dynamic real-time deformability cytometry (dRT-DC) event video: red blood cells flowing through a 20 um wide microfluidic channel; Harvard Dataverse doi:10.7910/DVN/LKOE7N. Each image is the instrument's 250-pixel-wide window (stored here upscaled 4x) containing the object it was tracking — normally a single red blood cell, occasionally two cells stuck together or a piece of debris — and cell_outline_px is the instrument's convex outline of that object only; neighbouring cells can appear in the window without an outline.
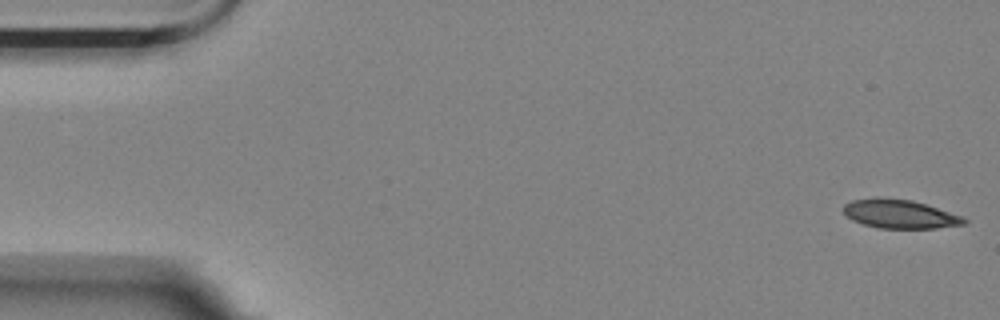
{"species": "Egyptian fruit bat (a non-hibernating species)", "species_latin": "Rousettus aegyptiacus", "temperature_condition": "room temperature", "stored_images_in_passage": 5, "camera_frame_rate_fps": 3000, "um_per_image_px": 0.085, "animal": {"sex": "female"}, "frame": {"image": 1, "passage_image": 1, "time_ms": 0.0, "image_size_px": [1000, 320], "cell_outline_px": [[968, 220], [964, 224], [936, 228], [876, 228], [852, 220], [844, 212], [844, 204], [852, 200], [876, 196], [880, 196], [912, 200], [964, 216]], "centroid_in_image_um": [76.48, 18.17], "position_along_channel_um": 8.5, "area_um2": 20.4}}